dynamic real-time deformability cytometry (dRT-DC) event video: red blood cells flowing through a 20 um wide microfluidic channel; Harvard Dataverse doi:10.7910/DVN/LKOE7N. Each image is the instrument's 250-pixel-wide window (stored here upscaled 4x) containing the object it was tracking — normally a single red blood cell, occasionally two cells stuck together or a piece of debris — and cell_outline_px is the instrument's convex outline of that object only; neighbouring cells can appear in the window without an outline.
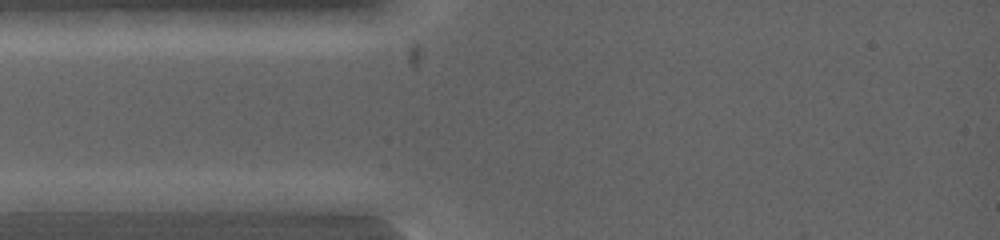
{"species": "common noctule bat (a hibernating species)", "species_latin": "Nyctalus noctula", "temperature_condition": "warm", "stored_images_in_passage": 6, "camera_frame_rate_fps": 5000, "um_per_image_px": 0.085, "animal": {"sex": "female", "body_mass_g": 19.0, "forearm_length_mm": 53.3}, "frame": {"image": 1, "passage_image": 5, "time_ms": 1.4, "image_size_px": [1000, 240], "cell_outline_px": [[128, 200], [116, 212], [16, 212], [12, 200], [80, 192], [112, 192]], "centroid_in_image_um": [6.12, 17.26], "position_along_channel_um": 78.9, "area_um2": 13.64}}